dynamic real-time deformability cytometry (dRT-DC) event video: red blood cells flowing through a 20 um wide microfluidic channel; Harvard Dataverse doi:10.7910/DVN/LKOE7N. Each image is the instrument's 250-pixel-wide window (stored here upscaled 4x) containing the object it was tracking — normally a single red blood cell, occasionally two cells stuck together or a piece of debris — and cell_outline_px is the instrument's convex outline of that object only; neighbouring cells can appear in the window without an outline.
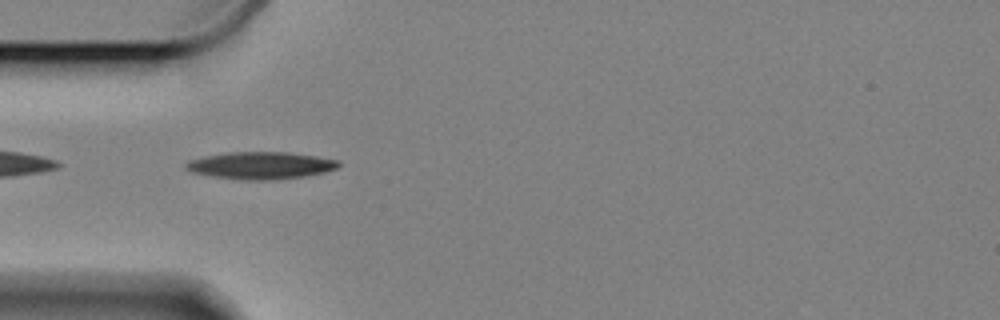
{"species": "Egyptian fruit bat (a non-hibernating species)", "species_latin": "Rousettus aegyptiacus", "temperature_condition": "cold", "stored_images_in_passage": 24, "camera_frame_rate_fps": 3000, "um_per_image_px": 0.085, "animal": {"sex": "female"}, "frame": {"image": 1, "passage_image": 2, "time_ms": 0.333, "image_size_px": [1000, 320], "cell_outline_px": [[340, 164], [336, 168], [324, 172], [304, 176], [268, 180], [244, 180], [212, 176], [192, 172], [184, 168], [184, 164], [188, 160], [204, 156], [228, 152], [288, 152], [316, 156], [340, 160]], "centroid_in_image_um": [22.13, 14.05], "position_along_channel_um": 62.9, "area_um2": 24.22}}
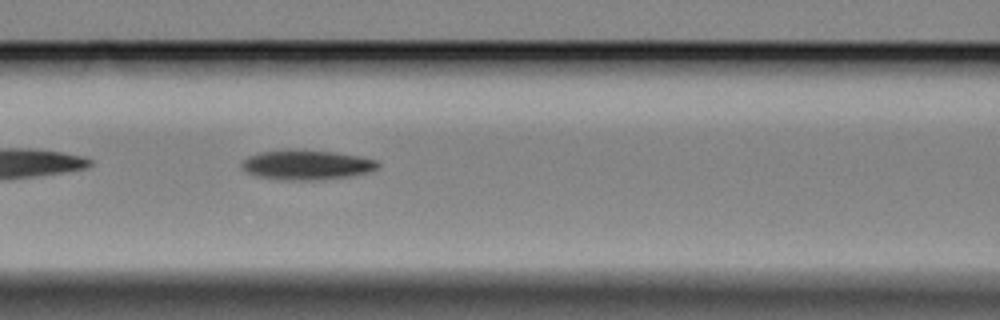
{"frame": {"image": 2, "passage_image": 9, "time_ms": 2.667, "image_size_px": [1000, 320], "cell_outline_px": [[380, 164], [376, 168], [368, 172], [352, 176], [316, 180], [288, 180], [256, 176], [248, 172], [240, 164], [248, 156], [260, 152], [284, 148], [288, 148], [332, 152], [356, 156], [376, 160]], "centroid_in_image_um": [26.03, 14.0], "position_along_channel_um": 140.6, "area_um2": 23.58}}
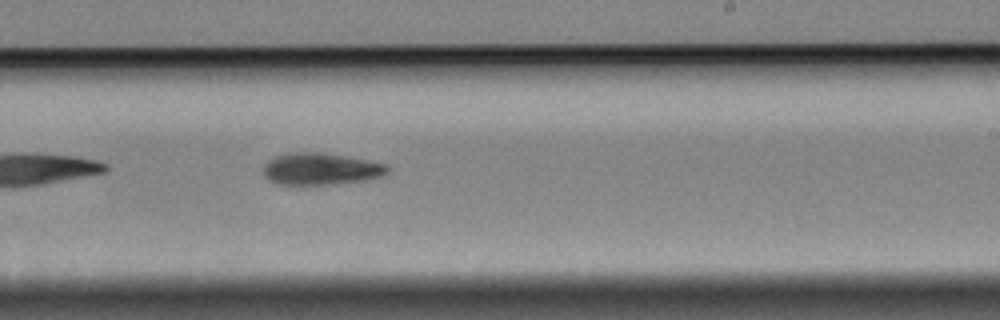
{"frame": {"image": 3, "passage_image": 20, "time_ms": 6.333, "image_size_px": [1000, 320], "cell_outline_px": [[388, 172], [384, 176], [364, 180], [328, 184], [280, 184], [268, 180], [264, 176], [264, 164], [268, 160], [276, 156], [292, 152], [316, 152], [364, 160], [384, 164], [388, 168]], "centroid_in_image_um": [27.21, 14.36], "position_along_channel_um": 261.8, "area_um2": 22.54}}